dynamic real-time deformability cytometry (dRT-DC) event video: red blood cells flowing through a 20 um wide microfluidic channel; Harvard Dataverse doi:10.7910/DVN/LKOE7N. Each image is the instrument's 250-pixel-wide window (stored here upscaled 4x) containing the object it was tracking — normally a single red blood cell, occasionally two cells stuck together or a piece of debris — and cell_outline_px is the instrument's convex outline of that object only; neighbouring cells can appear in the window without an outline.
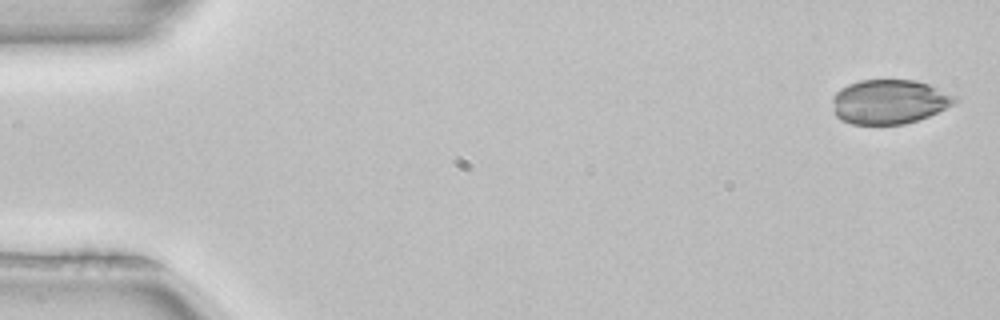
{"species": "common noctule bat (a hibernating species)", "species_latin": "Nyctalus noctula", "temperature_condition": "room temperature", "stored_images_in_passage": 5, "camera_frame_rate_fps": 3000, "um_per_image_px": 0.085, "animal": {"sex": "female", "body_mass_g": 22.7, "forearm_length_mm": 54.2}, "frame": {"image": 1, "passage_image": 1, "time_ms": 0.0, "image_size_px": [1000, 320], "cell_outline_px": [[960, 100], [928, 116], [904, 124], [852, 124], [840, 120], [836, 116], [832, 100], [832, 96], [840, 88], [848, 84], [860, 80], [916, 80], [928, 84], [960, 96]], "centroid_in_image_um": [75.59, 8.63], "position_along_channel_um": 9.4, "area_um2": 31.79}}